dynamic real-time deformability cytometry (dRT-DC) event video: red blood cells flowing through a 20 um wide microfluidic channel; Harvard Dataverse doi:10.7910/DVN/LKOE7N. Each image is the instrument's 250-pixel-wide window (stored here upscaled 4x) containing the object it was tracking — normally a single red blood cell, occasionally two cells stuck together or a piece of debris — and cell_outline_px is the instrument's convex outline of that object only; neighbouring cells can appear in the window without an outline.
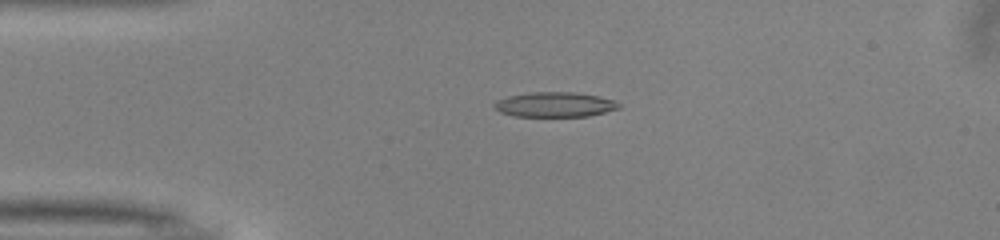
{"species": "common noctule bat (a hibernating species)", "species_latin": "Nyctalus noctula", "temperature_condition": "warm", "stored_images_in_passage": 48, "camera_frame_rate_fps": 3000, "um_per_image_px": 0.085, "animal": {"sex": "male", "body_mass_g": 13.0, "forearm_length_mm": 53.1}, "frame": {"image": 1, "passage_image": 9, "time_ms": 2.667, "image_size_px": [1000, 240], "cell_outline_px": [[620, 108], [588, 116], [512, 116], [500, 112], [492, 104], [496, 100], [508, 96], [532, 92], [576, 92], [600, 96], [616, 100], [620, 104]], "centroid_in_image_um": [47.17, 8.88], "position_along_channel_um": 37.8, "area_um2": 18.15}}
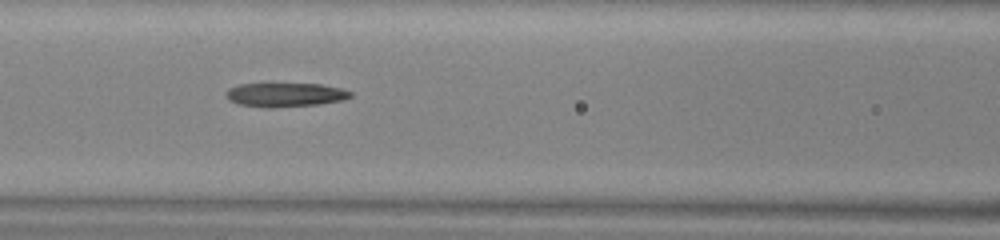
{"frame": {"image": 2, "passage_image": 19, "time_ms": 6.0, "image_size_px": [1000, 240], "cell_outline_px": [[352, 96], [344, 100], [320, 104], [272, 108], [268, 108], [240, 104], [228, 100], [228, 88], [240, 84], [320, 84], [340, 88], [352, 92]], "centroid_in_image_um": [24.28, 8.06], "position_along_channel_um": 142.3, "area_um2": 17.28}}
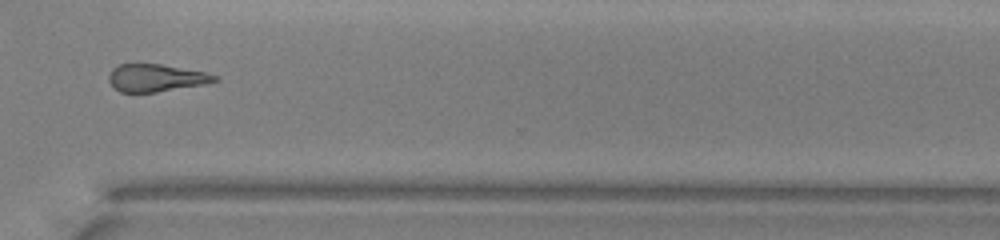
{"frame": {"image": 3, "passage_image": 35, "time_ms": 11.333, "image_size_px": [1000, 240], "cell_outline_px": [[220, 80], [204, 84], [156, 92], [120, 92], [108, 80], [108, 76], [112, 68], [120, 64], [160, 64], [208, 72], [216, 76]], "centroid_in_image_um": [13.27, 6.61], "position_along_channel_um": 357.3, "area_um2": 16.88}, "authors_computed_cell_mechanics": {"area_um2": 18.207, "velocity_mm_per_s": 4.0398, "shape_relaxation_time_tau1_ms": 9.6516, "shape_relaxation_time_tau2_ms": 7.9493, "deformation_change_tau1": 0.2591, "deformation_change_tau2": 0.2333}}